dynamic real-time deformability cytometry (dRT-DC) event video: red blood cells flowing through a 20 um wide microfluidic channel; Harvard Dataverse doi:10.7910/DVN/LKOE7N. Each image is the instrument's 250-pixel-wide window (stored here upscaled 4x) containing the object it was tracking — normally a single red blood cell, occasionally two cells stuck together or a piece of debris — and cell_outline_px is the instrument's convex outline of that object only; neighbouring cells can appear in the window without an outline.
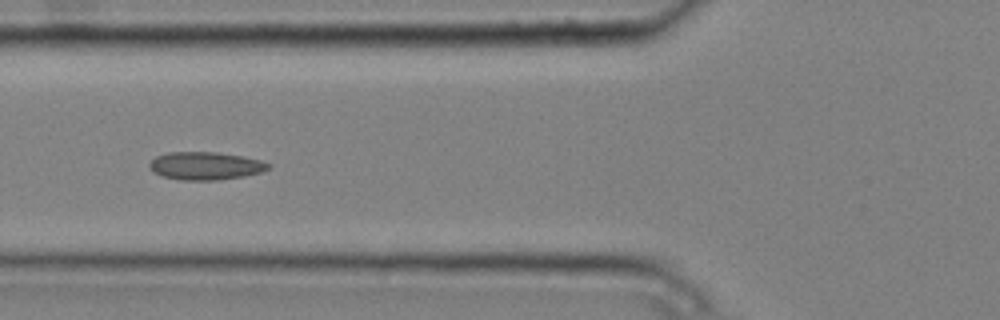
{"species": "common noctule bat (a hibernating species)", "species_latin": "Nyctalus noctula", "temperature_condition": "cold", "stored_images_in_passage": 8, "camera_frame_rate_fps": 3000, "um_per_image_px": 0.085, "animal": {"sex": "male", "body_mass_g": 20.4}, "frame": {"image": 1, "passage_image": 6, "time_ms": 1.667, "image_size_px": [1000, 320], "cell_outline_px": [[272, 168], [260, 172], [244, 176], [216, 180], [180, 180], [164, 176], [156, 172], [148, 164], [156, 156], [168, 152], [216, 152], [244, 156], [260, 160], [272, 164]], "centroid_in_image_um": [17.52, 14.09], "position_along_channel_um": 108.3, "area_um2": 19.25}}
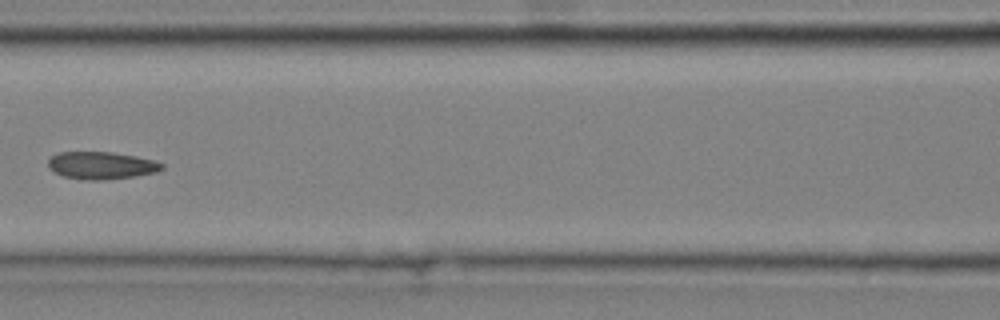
{"frame": {"image": 2, "passage_image": 7, "time_ms": 2.0, "image_size_px": [1000, 320], "cell_outline_px": [[164, 168], [156, 172], [136, 176], [104, 180], [84, 180], [64, 176], [48, 168], [48, 160], [56, 152], [112, 152], [136, 156], [152, 160], [164, 164]], "centroid_in_image_um": [8.61, 14.06], "position_along_channel_um": 158.0, "area_um2": 18.21}}
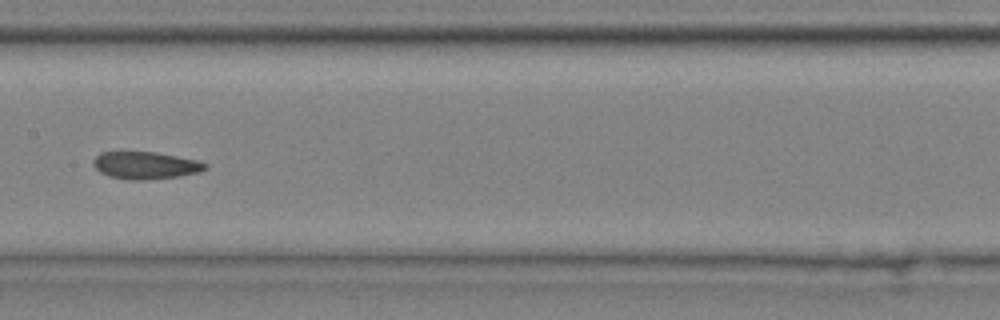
{"frame": {"image": 3, "passage_image": 8, "time_ms": 2.333, "image_size_px": [1000, 320], "cell_outline_px": [[208, 168], [200, 172], [176, 176], [144, 180], [128, 180], [108, 176], [100, 172], [92, 164], [92, 160], [100, 152], [124, 148], [156, 152], [196, 160], [208, 164]], "centroid_in_image_um": [12.27, 14.0], "position_along_channel_um": 195.1, "area_um2": 18.61}}